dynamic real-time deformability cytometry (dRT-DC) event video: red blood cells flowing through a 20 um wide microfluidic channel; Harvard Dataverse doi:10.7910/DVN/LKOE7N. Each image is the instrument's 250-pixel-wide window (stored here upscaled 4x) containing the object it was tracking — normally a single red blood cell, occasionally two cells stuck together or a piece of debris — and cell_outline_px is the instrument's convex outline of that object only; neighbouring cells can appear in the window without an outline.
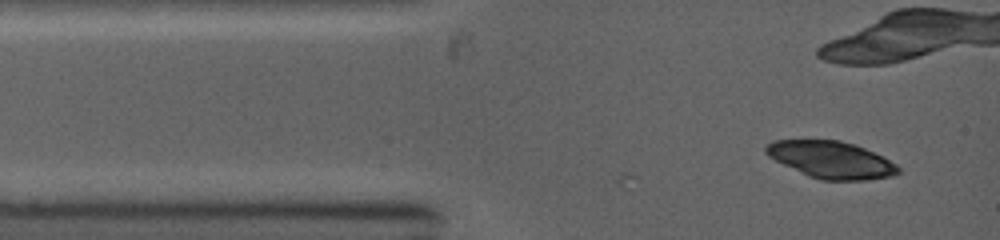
{"species": "common noctule bat (a hibernating species)", "species_latin": "Nyctalus noctula", "temperature_condition": "warm", "stored_images_in_passage": 5, "camera_frame_rate_fps": 5000, "um_per_image_px": 0.085, "animal": {"sex": "female", "body_mass_g": 19.0, "forearm_length_mm": 53.3}, "frame": {"image": 1, "passage_image": 5, "time_ms": 0.6, "image_size_px": [1000, 240], "cell_outline_px": [[900, 172], [892, 176], [864, 180], [820, 180], [808, 176], [768, 156], [764, 152], [764, 148], [772, 140], [840, 140], [856, 144], [884, 156], [896, 164], [900, 168]], "centroid_in_image_um": [70.68, 13.57], "position_along_channel_um": 14.3, "area_um2": 28.61}}